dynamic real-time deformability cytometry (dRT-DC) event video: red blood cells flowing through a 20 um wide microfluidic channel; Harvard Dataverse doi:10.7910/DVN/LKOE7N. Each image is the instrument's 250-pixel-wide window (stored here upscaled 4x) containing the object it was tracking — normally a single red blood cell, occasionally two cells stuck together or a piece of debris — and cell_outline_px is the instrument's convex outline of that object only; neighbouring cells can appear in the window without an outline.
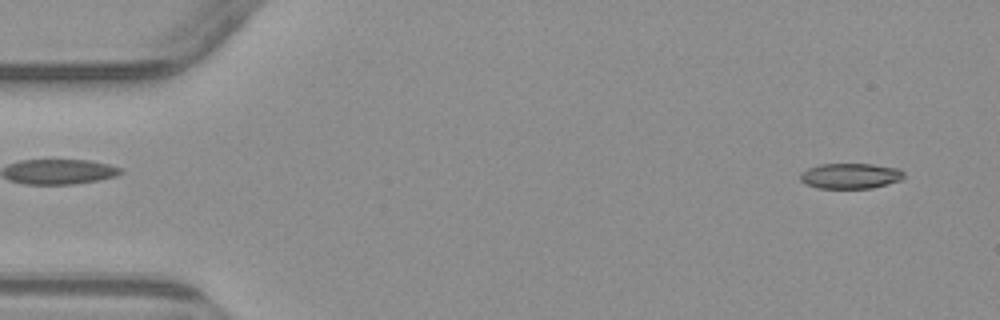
{"species": "common noctule bat (a hibernating species)", "species_latin": "Nyctalus noctula", "temperature_condition": "warm", "stored_images_in_passage": 5, "segment_of_instrument_passage": [2, 2], "camera_frame_rate_fps": 3000, "um_per_image_px": 0.085, "animal": {"sex": "male", "body_mass_g": 23.1, "forearm_length_mm": 52.7}, "frame": {"image": 1, "passage_image": 5, "time_ms": 5.667, "image_size_px": [1000, 320], "cell_outline_px": [[904, 176], [900, 180], [888, 184], [872, 188], [820, 188], [804, 184], [800, 180], [800, 172], [808, 168], [820, 164], [872, 164], [900, 168], [904, 172]], "centroid_in_image_um": [72.28, 14.95], "position_along_channel_um": 12.7, "area_um2": 15.49}}